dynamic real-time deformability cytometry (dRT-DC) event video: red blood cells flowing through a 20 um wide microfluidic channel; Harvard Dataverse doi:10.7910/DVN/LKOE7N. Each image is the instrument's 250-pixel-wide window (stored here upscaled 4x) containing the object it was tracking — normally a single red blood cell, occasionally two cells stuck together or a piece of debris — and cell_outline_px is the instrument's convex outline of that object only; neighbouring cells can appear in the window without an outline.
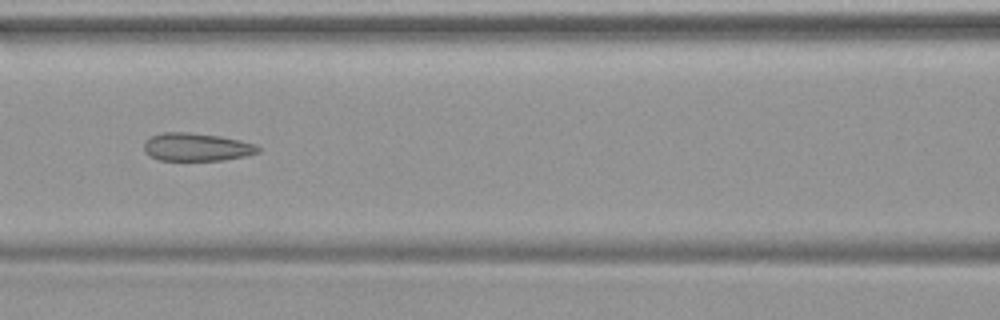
{"species": "common noctule bat (a hibernating species)", "species_latin": "Nyctalus noctula", "temperature_condition": "warm", "stored_images_in_passage": 48, "camera_frame_rate_fps": 3000, "um_per_image_px": 0.085, "animal": {"sex": "female", "body_mass_g": 19.9}, "frame": {"image": 1, "passage_image": 21, "time_ms": 6.667, "image_size_px": [1000, 320], "cell_outline_px": [[260, 152], [244, 156], [224, 160], [160, 160], [148, 156], [144, 152], [144, 144], [152, 136], [164, 132], [188, 132], [220, 136], [240, 140], [252, 144], [260, 148]], "centroid_in_image_um": [16.69, 12.5], "position_along_channel_um": 149.9, "area_um2": 18.5}}
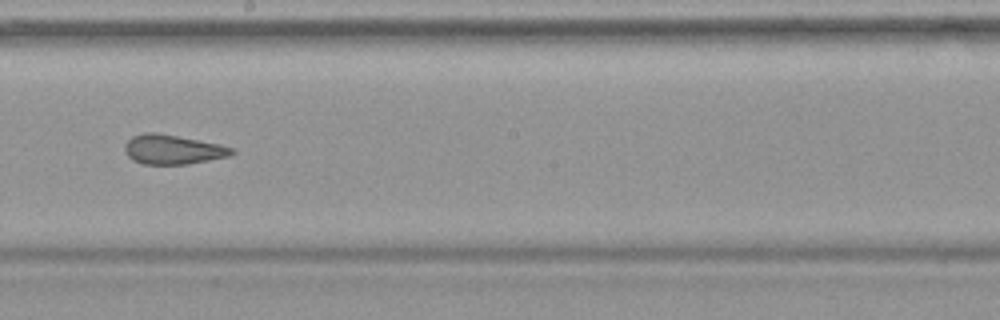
{"frame": {"image": 2, "passage_image": 27, "time_ms": 8.667, "image_size_px": [1000, 320], "cell_outline_px": [[236, 152], [228, 156], [188, 164], [144, 164], [132, 160], [128, 156], [124, 148], [124, 144], [132, 136], [144, 132], [156, 132], [220, 144], [236, 148]], "centroid_in_image_um": [14.69, 12.7], "position_along_channel_um": 233.5, "area_um2": 18.44}}
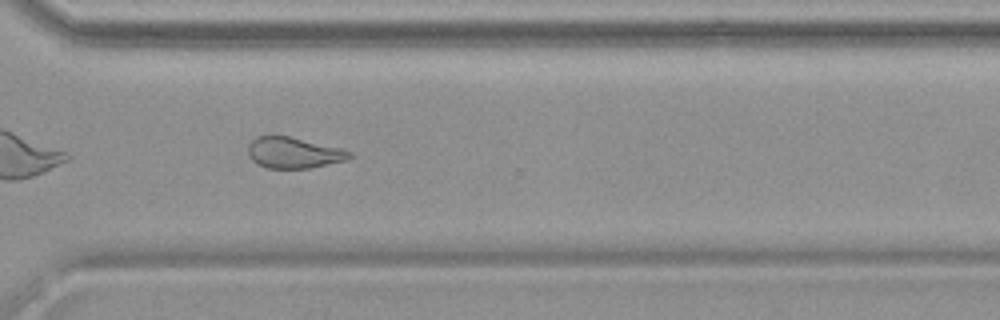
{"frame": {"image": 3, "passage_image": 35, "time_ms": 11.333, "image_size_px": [1000, 320], "cell_outline_px": [[352, 156], [348, 160], [312, 168], [268, 168], [252, 160], [248, 152], [248, 144], [256, 136], [288, 136], [340, 148], [352, 152]], "centroid_in_image_um": [24.98, 12.99], "position_along_channel_um": 345.6, "area_um2": 18.21}}